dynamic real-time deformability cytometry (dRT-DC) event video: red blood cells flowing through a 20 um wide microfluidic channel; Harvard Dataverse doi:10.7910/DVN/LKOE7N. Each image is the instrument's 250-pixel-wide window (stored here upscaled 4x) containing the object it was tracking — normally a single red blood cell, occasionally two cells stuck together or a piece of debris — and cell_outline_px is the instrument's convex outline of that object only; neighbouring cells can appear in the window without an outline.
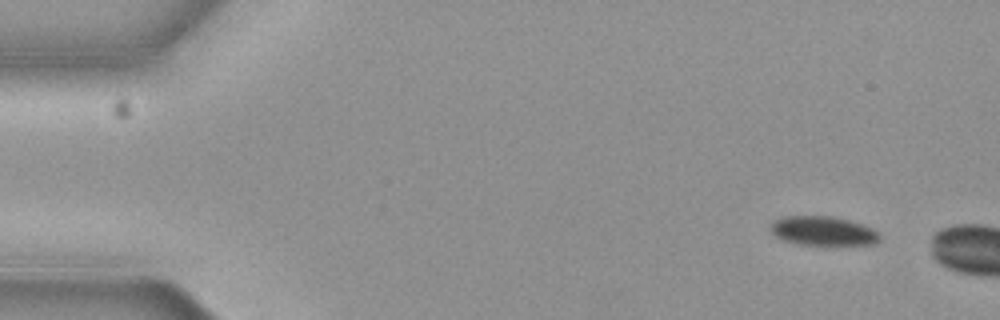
{"species": "common noctule bat (a hibernating species)", "species_latin": "Nyctalus noctula", "temperature_condition": "cold", "stored_images_in_passage": 2, "camera_frame_rate_fps": 3000, "um_per_image_px": 0.085, "animal": {"sex": "female", "body_mass_g": 19.3, "forearm_length_mm": 54.1}, "frame": {"image": 1, "passage_image": 1, "time_ms": 0.0, "image_size_px": [1000, 320], "cell_outline_px": [[880, 240], [876, 244], [796, 244], [784, 240], [776, 236], [768, 228], [772, 220], [784, 216], [832, 216], [864, 224], [880, 232]], "centroid_in_image_um": [69.95, 19.61], "position_along_channel_um": 15.0, "area_um2": 18.67}}